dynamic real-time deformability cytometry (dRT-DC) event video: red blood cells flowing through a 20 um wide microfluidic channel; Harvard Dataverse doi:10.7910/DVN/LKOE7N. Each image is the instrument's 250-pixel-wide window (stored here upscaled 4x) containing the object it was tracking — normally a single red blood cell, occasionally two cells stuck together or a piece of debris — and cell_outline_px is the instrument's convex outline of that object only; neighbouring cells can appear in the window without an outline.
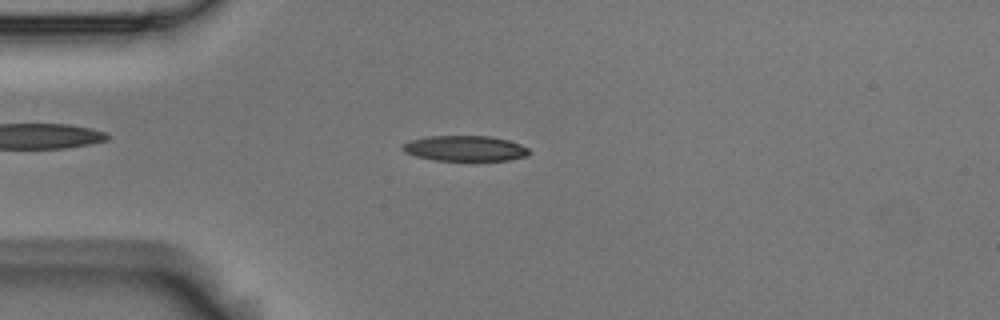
{"species": "Egyptian fruit bat (a non-hibernating species)", "species_latin": "Rousettus aegyptiacus", "temperature_condition": "room temperature", "stored_images_in_passage": 6, "camera_frame_rate_fps": 3000, "um_per_image_px": 0.085, "animal": {"sex": "male"}, "frame": {"image": 1, "passage_image": 4, "time_ms": 1.0, "image_size_px": [1000, 320], "cell_outline_px": [[528, 156], [508, 160], [436, 160], [416, 156], [404, 152], [400, 148], [408, 140], [428, 136], [488, 136], [508, 140], [520, 144], [528, 148]], "centroid_in_image_um": [39.5, 12.61], "position_along_channel_um": 45.5, "area_um2": 18.67}}
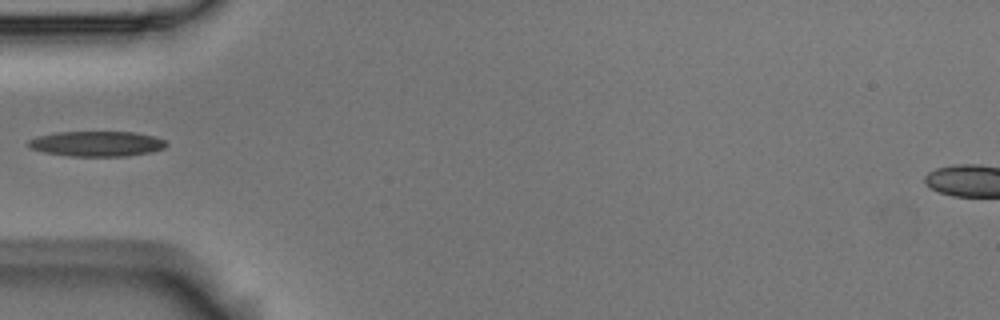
{"frame": {"image": 2, "passage_image": 5, "time_ms": 1.333, "image_size_px": [1000, 320], "cell_outline_px": [[168, 144], [164, 148], [152, 152], [128, 156], [68, 156], [44, 152], [28, 148], [28, 140], [36, 136], [56, 132], [136, 132], [152, 136], [164, 140]], "centroid_in_image_um": [8.2, 12.22], "position_along_channel_um": 76.8, "area_um2": 20.4}}
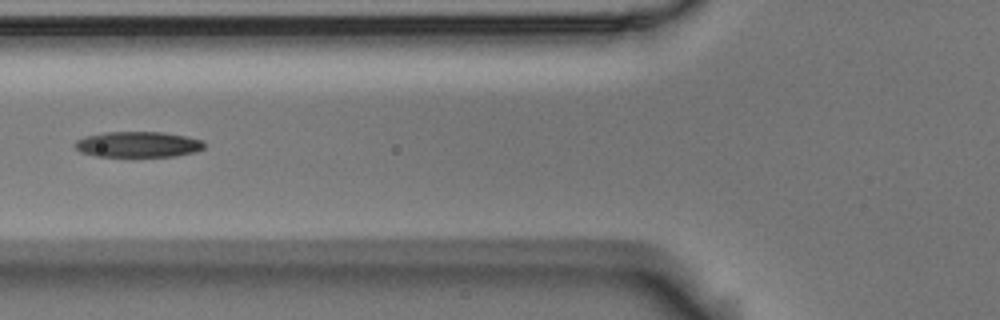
{"frame": {"image": 3, "passage_image": 6, "time_ms": 1.667, "image_size_px": [1000, 320], "cell_outline_px": [[204, 148], [196, 152], [176, 156], [96, 156], [80, 152], [72, 144], [76, 140], [84, 136], [108, 132], [164, 132], [188, 136], [204, 140]], "centroid_in_image_um": [11.75, 12.27], "position_along_channel_um": 114.1, "area_um2": 19.54}}